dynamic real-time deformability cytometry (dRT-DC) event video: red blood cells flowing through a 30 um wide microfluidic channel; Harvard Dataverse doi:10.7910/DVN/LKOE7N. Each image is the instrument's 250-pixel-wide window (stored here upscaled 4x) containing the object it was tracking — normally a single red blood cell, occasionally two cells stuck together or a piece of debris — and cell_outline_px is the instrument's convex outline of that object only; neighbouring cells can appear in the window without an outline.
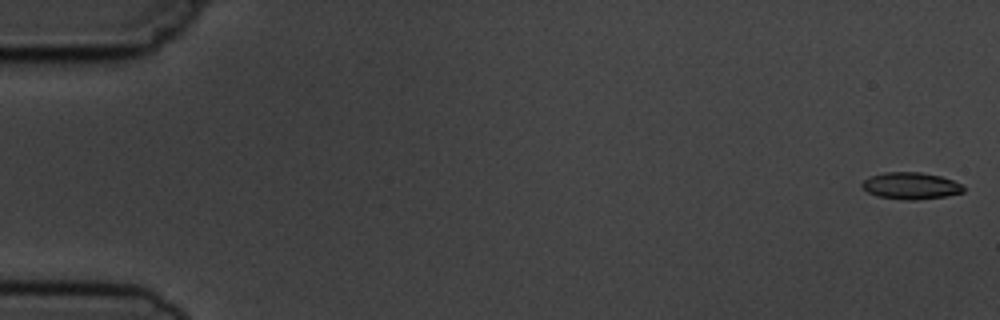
{"species": "common noctule bat (a hibernating species)", "species_latin": "Nyctalus noctula", "temperature_condition": "cold", "stored_images_in_passage": 4, "camera_frame_rate_fps": 3000, "um_per_image_px": 0.085, "animal": {"sex": "male", "body_mass_g": 19.5, "forearm_length_mm": 54.6}, "frame": {"image": 1, "passage_image": 1, "time_ms": 0.0, "image_size_px": [1000, 320], "cell_outline_px": [[964, 192], [944, 196], [916, 200], [908, 200], [876, 196], [868, 192], [860, 184], [864, 180], [872, 176], [884, 172], [920, 172], [940, 176], [952, 180], [960, 184], [964, 188]], "centroid_in_image_um": [77.41, 15.79], "position_along_channel_um": 7.6, "area_um2": 15.66}}